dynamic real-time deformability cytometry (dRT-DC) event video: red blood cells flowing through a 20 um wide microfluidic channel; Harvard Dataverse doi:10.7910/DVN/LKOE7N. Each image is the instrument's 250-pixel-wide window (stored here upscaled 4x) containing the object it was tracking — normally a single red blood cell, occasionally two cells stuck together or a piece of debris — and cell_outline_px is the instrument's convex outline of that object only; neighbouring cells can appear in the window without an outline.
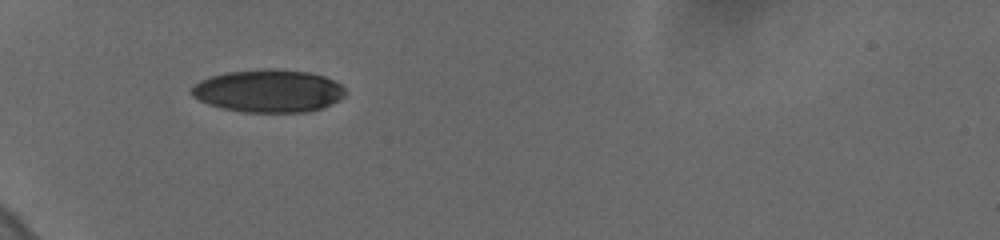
{"species": "human", "species_latin": "Homo sapiens", "temperature_condition": "cold", "stored_images_in_passage": 5, "camera_frame_rate_fps": 3000, "um_per_image_px": 0.085, "donor": {"sex": "female"}, "frame": {"image": 1, "passage_image": 1, "time_ms": 0.0, "image_size_px": [1000, 240], "cell_outline_px": [[344, 96], [320, 108], [304, 112], [244, 112], [220, 108], [208, 104], [192, 96], [192, 88], [200, 80], [212, 76], [228, 72], [272, 68], [308, 72], [324, 76], [340, 84], [344, 88]], "centroid_in_image_um": [22.79, 7.73], "position_along_channel_um": 62.2, "area_um2": 37.86}}
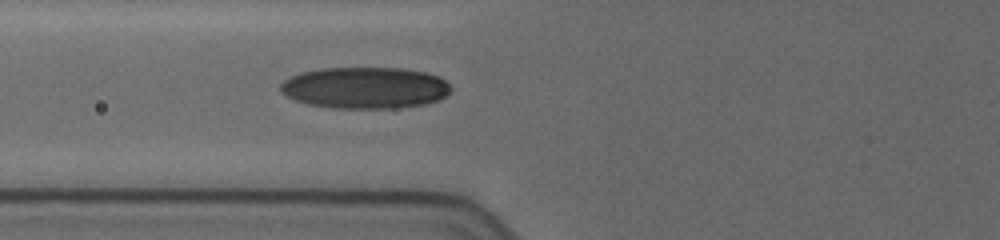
{"frame": {"image": 2, "passage_image": 5, "time_ms": 1.333, "image_size_px": [1000, 240], "cell_outline_px": [[452, 92], [440, 100], [428, 104], [392, 108], [332, 108], [308, 104], [296, 100], [280, 92], [280, 84], [284, 80], [300, 72], [320, 68], [400, 68], [424, 72], [440, 76], [452, 88]], "centroid_in_image_um": [31.06, 7.46], "position_along_channel_um": 94.7, "area_um2": 41.5}}